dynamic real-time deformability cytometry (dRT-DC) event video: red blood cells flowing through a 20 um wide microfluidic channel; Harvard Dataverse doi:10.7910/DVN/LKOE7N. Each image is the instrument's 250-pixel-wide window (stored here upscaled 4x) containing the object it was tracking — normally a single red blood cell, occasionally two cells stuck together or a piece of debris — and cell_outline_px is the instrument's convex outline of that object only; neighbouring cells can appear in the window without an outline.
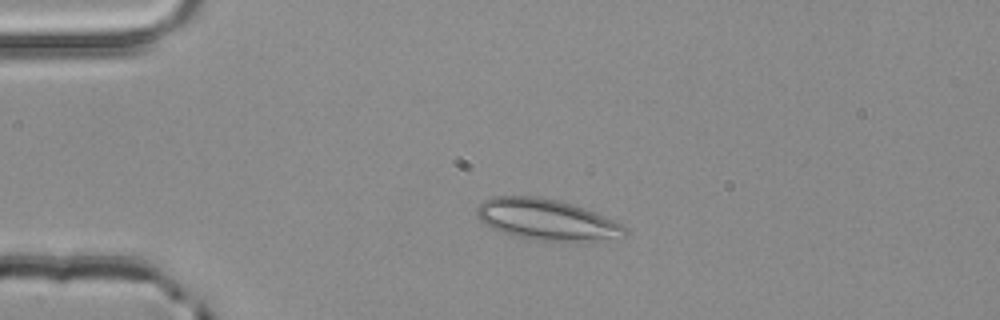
{"species": "common noctule bat (a hibernating species)", "species_latin": "Nyctalus noctula", "temperature_condition": "room temperature", "stored_images_in_passage": 4, "camera_frame_rate_fps": 3000, "um_per_image_px": 0.085, "animal": {"sex": "male", "body_mass_g": 20.4}, "frame": {"image": 1, "passage_image": 3, "time_ms": 0.667, "image_size_px": [1000, 320], "cell_outline_px": [[628, 232], [620, 240], [576, 244], [536, 240], [512, 236], [500, 232], [484, 224], [480, 220], [476, 212], [476, 208], [484, 200], [496, 196], [540, 196], [560, 200], [584, 208], [624, 224], [628, 228]], "centroid_in_image_um": [46.59, 18.73], "position_along_channel_um": 38.4, "area_um2": 36.88}}